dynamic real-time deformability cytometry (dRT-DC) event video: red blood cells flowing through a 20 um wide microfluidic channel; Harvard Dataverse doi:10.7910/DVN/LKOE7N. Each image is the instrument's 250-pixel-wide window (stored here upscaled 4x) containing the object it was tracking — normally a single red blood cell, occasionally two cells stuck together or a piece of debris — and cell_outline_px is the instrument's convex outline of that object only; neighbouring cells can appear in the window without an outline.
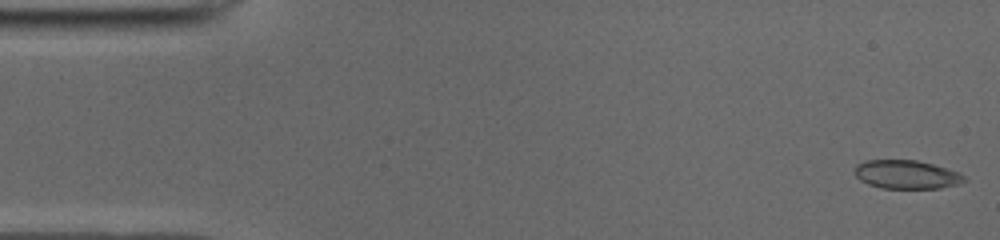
{"species": "common noctule bat (a hibernating species)", "species_latin": "Nyctalus noctula", "temperature_condition": "cold", "stored_images_in_passage": 50, "camera_frame_rate_fps": 3000, "um_per_image_px": 0.085, "animal": {"sex": "male", "body_mass_g": 19.0, "forearm_length_mm": 50.8}, "frame": {"image": 1, "passage_image": 1, "time_ms": 0.0, "image_size_px": [1000, 240], "cell_outline_px": [[968, 180], [960, 184], [940, 188], [880, 188], [868, 184], [860, 180], [856, 176], [856, 164], [864, 160], [916, 160], [932, 164], [960, 172]], "centroid_in_image_um": [77.08, 14.83], "position_along_channel_um": 7.9, "area_um2": 18.32}}
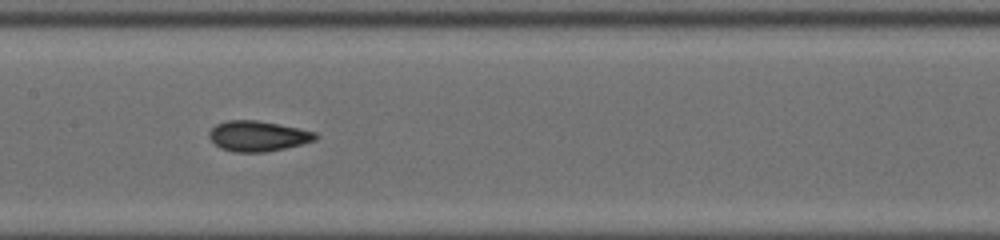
{"frame": {"image": 2, "passage_image": 24, "time_ms": 7.667, "image_size_px": [1000, 240], "cell_outline_px": [[320, 136], [316, 140], [284, 148], [264, 152], [236, 152], [220, 148], [208, 136], [208, 132], [216, 124], [228, 120], [256, 120], [316, 132]], "centroid_in_image_um": [21.91, 11.56], "position_along_channel_um": 185.5, "area_um2": 18.61}}
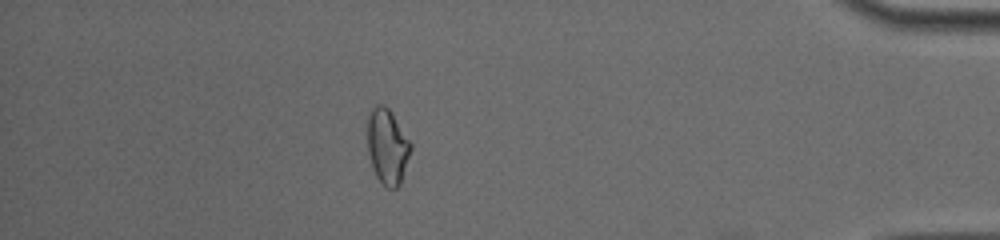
{"frame": {"image": 3, "passage_image": 44, "time_ms": 14.333, "image_size_px": [1000, 240], "cell_outline_px": [[412, 148], [400, 184], [396, 188], [388, 188], [376, 176], [372, 168], [368, 152], [368, 116], [372, 108], [376, 104], [384, 104], [392, 112], [412, 144]], "centroid_in_image_um": [32.93, 12.43], "position_along_channel_um": 402.3, "area_um2": 18.96}, "authors_computed_cell_mechanics": {"area_um2": 18.6116, "velocity_mm_per_s": 3.9485, "shape_relaxation_time_tau1_ms": 4.4861, "shape_relaxation_time_tau2_ms": 2.9895, "deformation_change_tau1": 0.1223, "deformation_change_tau2": 0.074}}